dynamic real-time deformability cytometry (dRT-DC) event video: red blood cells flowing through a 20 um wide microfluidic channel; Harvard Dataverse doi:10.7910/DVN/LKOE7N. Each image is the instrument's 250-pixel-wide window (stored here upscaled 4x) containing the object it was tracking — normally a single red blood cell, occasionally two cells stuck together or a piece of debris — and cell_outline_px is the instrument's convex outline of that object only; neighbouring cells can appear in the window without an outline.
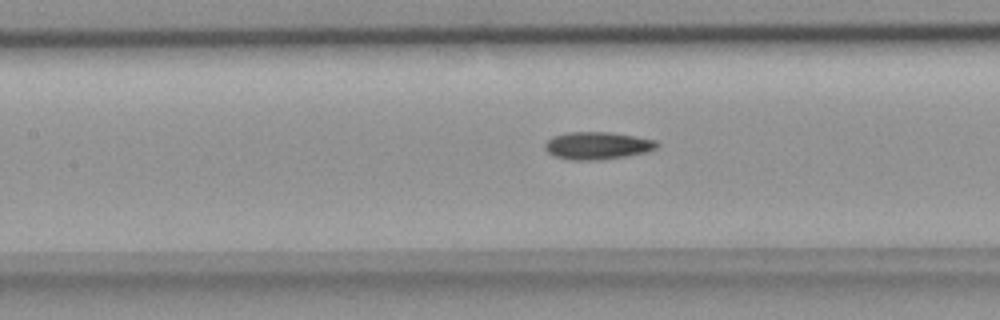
{"species": "common noctule bat (a hibernating species)", "species_latin": "Nyctalus noctula", "temperature_condition": "room temperature", "stored_images_in_passage": 36, "camera_frame_rate_fps": 3000, "um_per_image_px": 0.085, "animal": {"sex": "female", "body_mass_g": 18.4}, "frame": {"image": 1, "passage_image": 18, "time_ms": 5.667, "image_size_px": [1000, 320], "cell_outline_px": [[660, 144], [656, 148], [648, 152], [624, 156], [596, 160], [572, 160], [556, 156], [548, 152], [544, 148], [544, 144], [552, 136], [568, 132], [608, 132], [656, 140]], "centroid_in_image_um": [50.77, 12.37], "position_along_channel_um": 156.6, "area_um2": 17.8}}
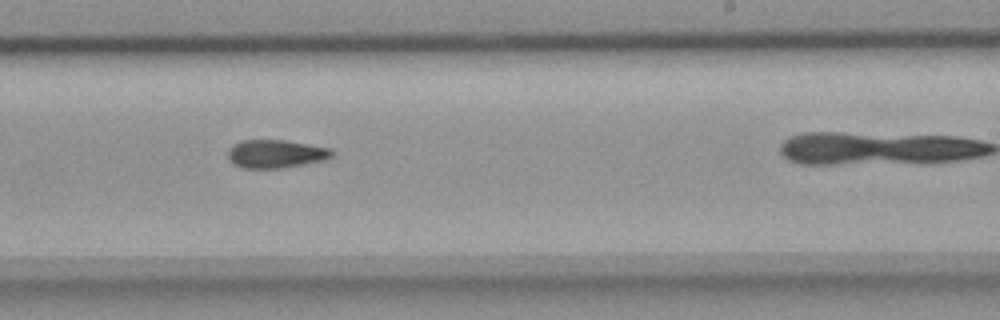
{"frame": {"image": 2, "passage_image": 26, "time_ms": 8.333, "image_size_px": [1000, 320], "cell_outline_px": [[336, 152], [332, 156], [324, 160], [304, 164], [276, 168], [244, 168], [236, 164], [228, 156], [228, 148], [232, 144], [240, 140], [284, 140], [332, 148]], "centroid_in_image_um": [23.47, 13.06], "position_along_channel_um": 265.5, "area_um2": 17.05}}
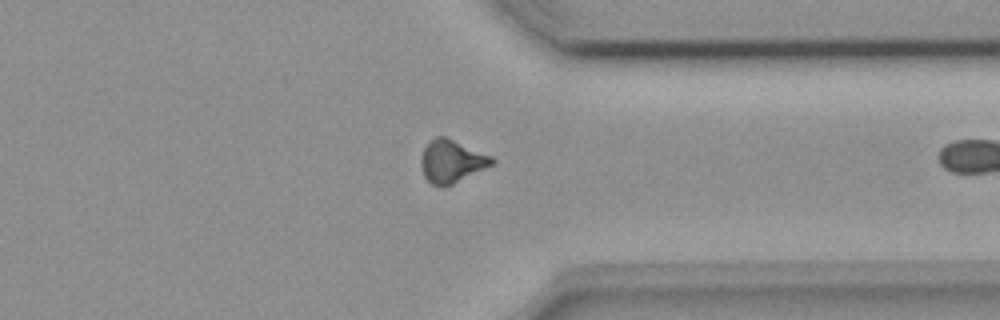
{"frame": {"image": 3, "passage_image": 34, "time_ms": 11.0, "image_size_px": [1000, 320], "cell_outline_px": [[496, 164], [452, 184], [432, 184], [424, 176], [420, 164], [420, 156], [424, 148], [436, 136], [444, 136], [492, 156], [496, 160]], "centroid_in_image_um": [38.42, 13.69], "position_along_channel_um": 373.0, "area_um2": 17.46}}